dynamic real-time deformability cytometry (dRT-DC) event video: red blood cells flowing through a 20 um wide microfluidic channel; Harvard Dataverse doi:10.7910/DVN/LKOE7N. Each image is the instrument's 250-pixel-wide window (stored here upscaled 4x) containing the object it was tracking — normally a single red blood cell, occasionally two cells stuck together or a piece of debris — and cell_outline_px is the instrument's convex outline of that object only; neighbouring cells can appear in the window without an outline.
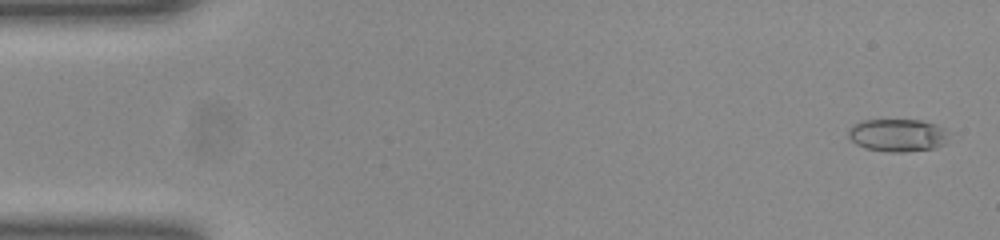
{"species": "common noctule bat (a hibernating species)", "species_latin": "Nyctalus noctula", "temperature_condition": "room temperature", "stored_images_in_passage": 19, "segment_of_instrument_passage": [1, 2], "camera_frame_rate_fps": 3000, "um_per_image_px": 0.085, "animal": {"sex": "female", "body_mass_g": 23.0, "forearm_length_mm": 53.4}, "frame": {"image": 1, "passage_image": 2, "time_ms": 0.333, "image_size_px": [1000, 240], "cell_outline_px": [[948, 136], [944, 144], [936, 148], [904, 152], [888, 152], [864, 148], [856, 144], [848, 136], [848, 128], [852, 124], [860, 120], [920, 120], [936, 124], [948, 128]], "centroid_in_image_um": [76.3, 11.49], "position_along_channel_um": 8.7, "area_um2": 19.54}}
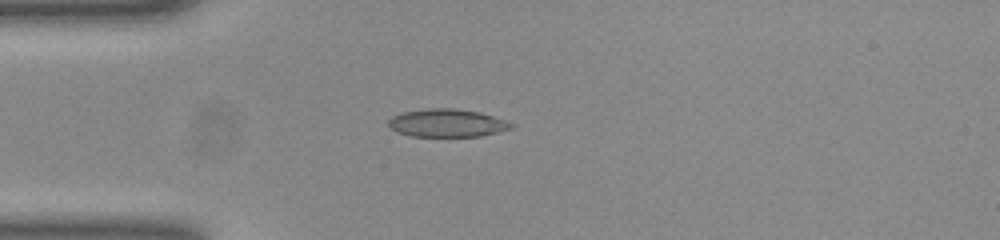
{"frame": {"image": 2, "passage_image": 14, "time_ms": 4.333, "image_size_px": [1000, 240], "cell_outline_px": [[516, 124], [512, 128], [480, 136], [412, 136], [396, 132], [388, 124], [388, 120], [392, 116], [400, 112], [428, 108], [452, 108], [480, 112]], "centroid_in_image_um": [37.97, 10.45], "position_along_channel_um": 47.0, "area_um2": 19.94}}